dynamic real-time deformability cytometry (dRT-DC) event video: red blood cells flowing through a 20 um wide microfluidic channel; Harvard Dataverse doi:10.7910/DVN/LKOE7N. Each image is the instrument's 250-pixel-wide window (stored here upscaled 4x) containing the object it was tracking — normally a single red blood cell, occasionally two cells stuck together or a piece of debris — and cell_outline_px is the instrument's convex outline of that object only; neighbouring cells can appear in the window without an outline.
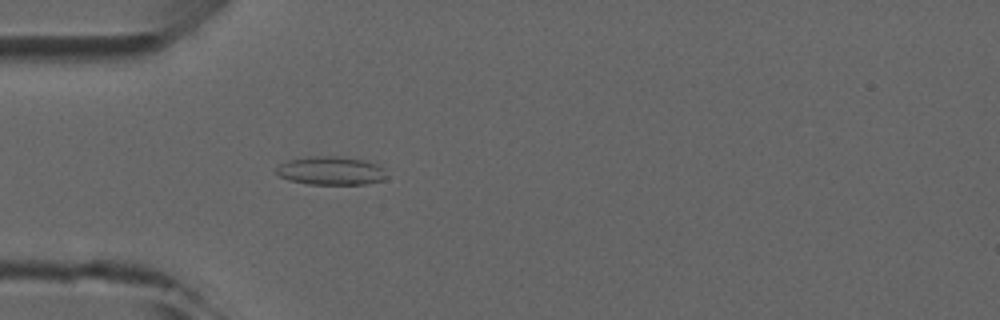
{"species": "common noctule bat (a hibernating species)", "species_latin": "Nyctalus noctula", "temperature_condition": "room temperature", "stored_images_in_passage": 5, "camera_frame_rate_fps": 3000, "um_per_image_px": 0.085, "animal": {"sex": "male", "forearm_length_mm": 52.5}, "frame": {"image": 1, "passage_image": 5, "time_ms": 4.333, "image_size_px": [1000, 320], "cell_outline_px": [[388, 176], [384, 180], [364, 184], [308, 184], [288, 180], [280, 176], [276, 172], [276, 168], [280, 164], [288, 160], [308, 156], [336, 156], [360, 160], [376, 164]], "centroid_in_image_um": [28.08, 14.52], "position_along_channel_um": 56.9, "area_um2": 18.09}}